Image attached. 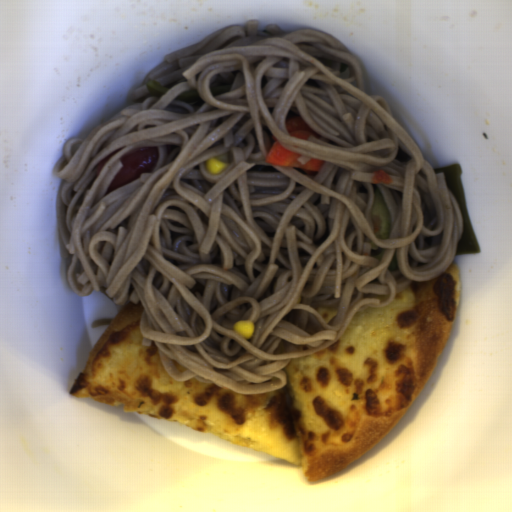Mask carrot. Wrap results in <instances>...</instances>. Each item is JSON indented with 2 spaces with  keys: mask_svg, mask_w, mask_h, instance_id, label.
<instances>
[{
  "mask_svg": "<svg viewBox=\"0 0 512 512\" xmlns=\"http://www.w3.org/2000/svg\"><path fill=\"white\" fill-rule=\"evenodd\" d=\"M271 138L274 140V143L266 156L265 162L267 164L300 169L309 175L322 170L326 162L325 160L310 158L307 163L302 164L299 161L302 154L283 148L275 135H272Z\"/></svg>",
  "mask_w": 512,
  "mask_h": 512,
  "instance_id": "1",
  "label": "carrot"
},
{
  "mask_svg": "<svg viewBox=\"0 0 512 512\" xmlns=\"http://www.w3.org/2000/svg\"><path fill=\"white\" fill-rule=\"evenodd\" d=\"M285 128L290 136L305 141L309 137L319 139L321 136L301 116L298 115L287 118Z\"/></svg>",
  "mask_w": 512,
  "mask_h": 512,
  "instance_id": "2",
  "label": "carrot"
},
{
  "mask_svg": "<svg viewBox=\"0 0 512 512\" xmlns=\"http://www.w3.org/2000/svg\"><path fill=\"white\" fill-rule=\"evenodd\" d=\"M393 181L392 176L387 174L384 170L374 171L372 177V183L375 185H390Z\"/></svg>",
  "mask_w": 512,
  "mask_h": 512,
  "instance_id": "3",
  "label": "carrot"
}]
</instances>
